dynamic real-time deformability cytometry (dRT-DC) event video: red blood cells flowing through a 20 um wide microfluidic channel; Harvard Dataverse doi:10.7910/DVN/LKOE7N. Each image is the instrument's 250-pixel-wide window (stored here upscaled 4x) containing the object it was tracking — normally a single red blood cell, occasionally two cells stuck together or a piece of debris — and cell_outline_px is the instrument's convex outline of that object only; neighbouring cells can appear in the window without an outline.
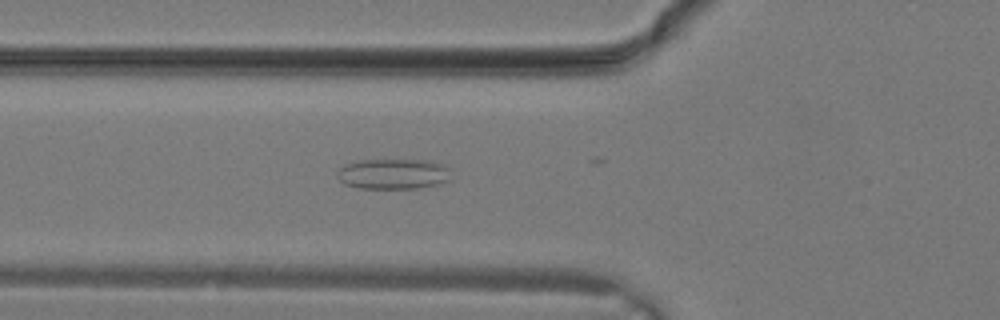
{"species": "common noctule bat (a hibernating species)", "species_latin": "Nyctalus noctula", "temperature_condition": "warm", "stored_images_in_passage": 9, "camera_frame_rate_fps": 3000, "um_per_image_px": 0.085, "animal": {"sex": "male", "body_mass_g": 19.2, "forearm_length_mm": 51.8}, "frame": {"image": 1, "passage_image": 7, "time_ms": 2.0, "image_size_px": [1000, 320], "cell_outline_px": [[452, 180], [436, 184], [416, 188], [360, 188], [344, 184], [336, 176], [336, 172], [340, 168], [348, 164], [360, 160], [432, 160], [444, 164], [448, 168]], "centroid_in_image_um": [33.45, 14.78], "position_along_channel_um": 92.3, "area_um2": 20.23}}